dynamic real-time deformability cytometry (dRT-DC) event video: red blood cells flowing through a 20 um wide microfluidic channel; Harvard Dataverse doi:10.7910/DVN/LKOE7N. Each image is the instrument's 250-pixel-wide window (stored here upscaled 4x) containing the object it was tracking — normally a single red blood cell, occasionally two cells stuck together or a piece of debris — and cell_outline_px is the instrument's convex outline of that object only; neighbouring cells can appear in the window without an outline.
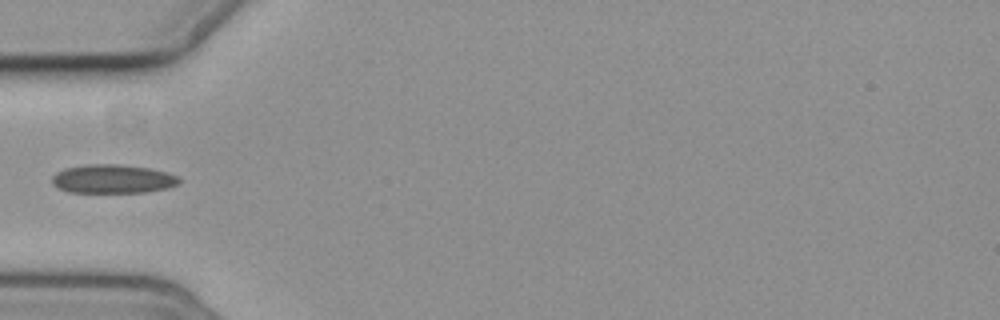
{"species": "common noctule bat (a hibernating species)", "species_latin": "Nyctalus noctula", "temperature_condition": "cold", "stored_images_in_passage": 4, "camera_frame_rate_fps": 3000, "um_per_image_px": 0.085, "animal": {"sex": "female", "body_mass_g": 19.3, "forearm_length_mm": 54.1}, "frame": {"image": 1, "passage_image": 1, "time_ms": 0.0, "image_size_px": [1000, 320], "cell_outline_px": [[180, 184], [168, 188], [144, 192], [68, 192], [52, 184], [52, 176], [56, 172], [64, 168], [84, 164], [120, 164], [148, 168], [168, 172], [176, 176], [180, 180]], "centroid_in_image_um": [9.57, 15.2], "position_along_channel_um": 75.4, "area_um2": 21.39}}
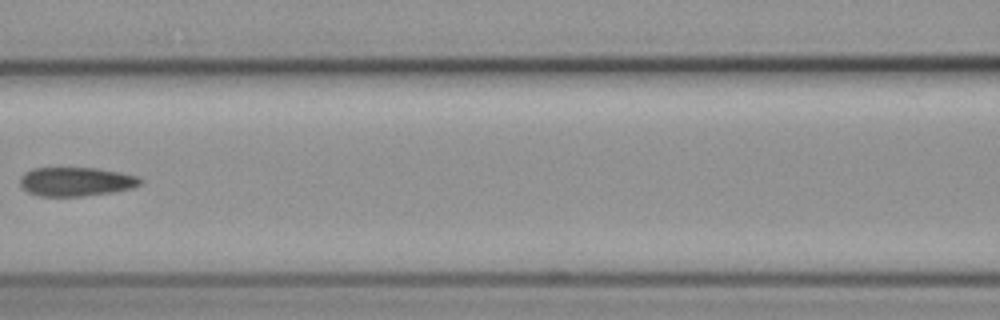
{"frame": {"image": 2, "passage_image": 3, "time_ms": 2.333, "image_size_px": [1000, 320], "cell_outline_px": [[144, 180], [140, 184], [132, 188], [112, 192], [84, 196], [40, 196], [28, 192], [20, 184], [20, 176], [24, 172], [32, 168], [96, 168], [120, 172], [136, 176]], "centroid_in_image_um": [6.45, 15.43], "position_along_channel_um": 160.1, "area_um2": 20.29}}
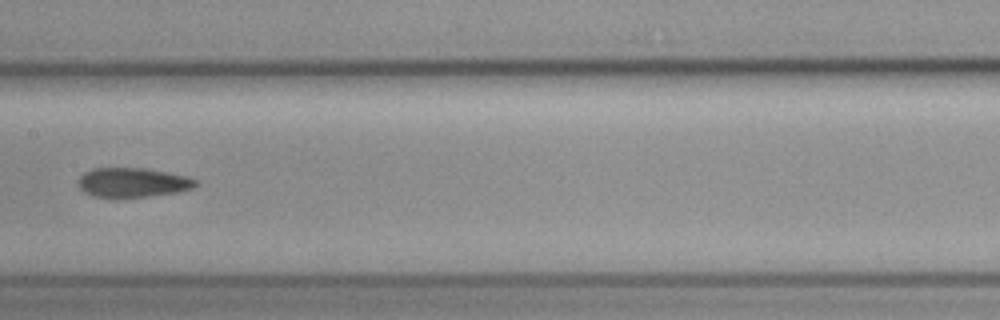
{"frame": {"image": 3, "passage_image": 4, "time_ms": 3.333, "image_size_px": [1000, 320], "cell_outline_px": [[200, 184], [192, 188], [180, 192], [116, 200], [92, 196], [84, 192], [80, 188], [76, 180], [84, 172], [92, 168], [148, 168], [188, 176], [200, 180]], "centroid_in_image_um": [11.28, 15.54], "position_along_channel_um": 196.1, "area_um2": 21.1}}